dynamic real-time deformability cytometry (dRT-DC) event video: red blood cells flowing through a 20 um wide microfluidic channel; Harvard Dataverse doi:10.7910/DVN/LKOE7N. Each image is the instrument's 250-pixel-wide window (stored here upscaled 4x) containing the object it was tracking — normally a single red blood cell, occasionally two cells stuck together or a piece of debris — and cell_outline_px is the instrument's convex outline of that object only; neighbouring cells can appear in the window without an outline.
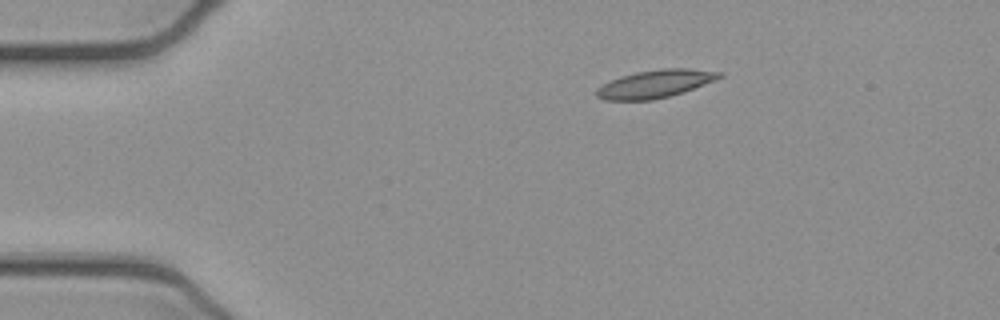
{"species": "common noctule bat (a hibernating species)", "species_latin": "Nyctalus noctula", "temperature_condition": "cold", "stored_images_in_passage": 44, "camera_frame_rate_fps": 3000, "um_per_image_px": 0.085, "animal": {"sex": "female", "body_mass_g": 21.9}, "frame": {"image": 1, "passage_image": 1, "time_ms": 0.0, "image_size_px": [1000, 320], "cell_outline_px": [[724, 76], [716, 80], [684, 92], [652, 100], [604, 100], [596, 96], [596, 88], [620, 76], [636, 72], [660, 68], [688, 68], [724, 72]], "centroid_in_image_um": [55.73, 7.12], "position_along_channel_um": 29.3, "area_um2": 20.06}}
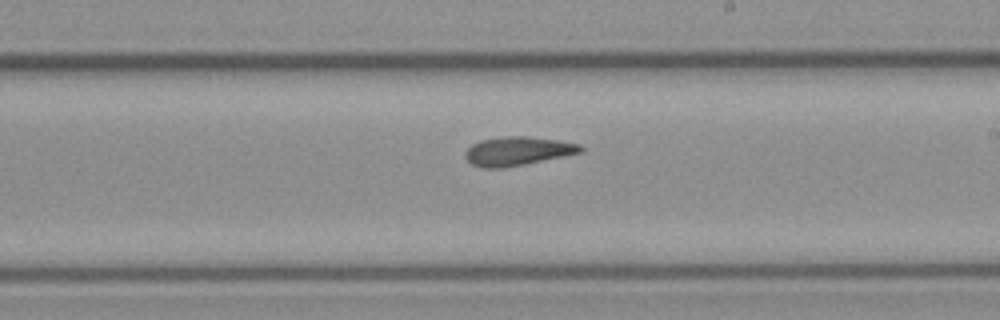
{"frame": {"image": 2, "passage_image": 22, "time_ms": 7.0, "image_size_px": [1000, 320], "cell_outline_px": [[584, 152], [504, 168], [480, 168], [472, 164], [464, 156], [464, 152], [472, 144], [480, 140], [504, 136], [528, 136], [556, 140], [580, 144], [584, 148]], "centroid_in_image_um": [43.98, 12.84], "position_along_channel_um": 245.0, "area_um2": 19.42}}
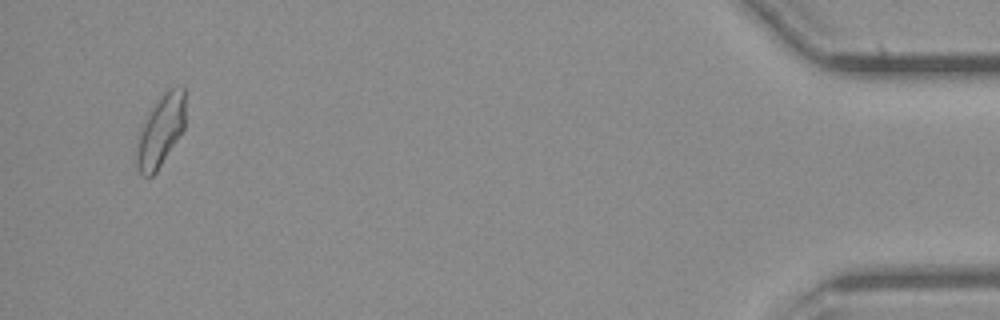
{"frame": {"image": 3, "passage_image": 42, "time_ms": 13.667, "image_size_px": [1000, 320], "cell_outline_px": [[184, 128], [156, 172], [152, 176], [140, 176], [136, 164], [136, 136], [140, 128], [152, 108], [164, 92], [168, 88], [184, 84]], "centroid_in_image_um": [13.62, 11.12], "position_along_channel_um": 421.6, "area_um2": 20.29}, "authors_computed_cell_mechanics": {"area_um2": 19.5075, "velocity_mm_per_s": 3.9002, "shape_relaxation_time_tau1_ms": null, "shape_relaxation_time_tau2_ms": 4.5036, "deformation_change_tau1": null, "deformation_change_tau2": 0.1252}}